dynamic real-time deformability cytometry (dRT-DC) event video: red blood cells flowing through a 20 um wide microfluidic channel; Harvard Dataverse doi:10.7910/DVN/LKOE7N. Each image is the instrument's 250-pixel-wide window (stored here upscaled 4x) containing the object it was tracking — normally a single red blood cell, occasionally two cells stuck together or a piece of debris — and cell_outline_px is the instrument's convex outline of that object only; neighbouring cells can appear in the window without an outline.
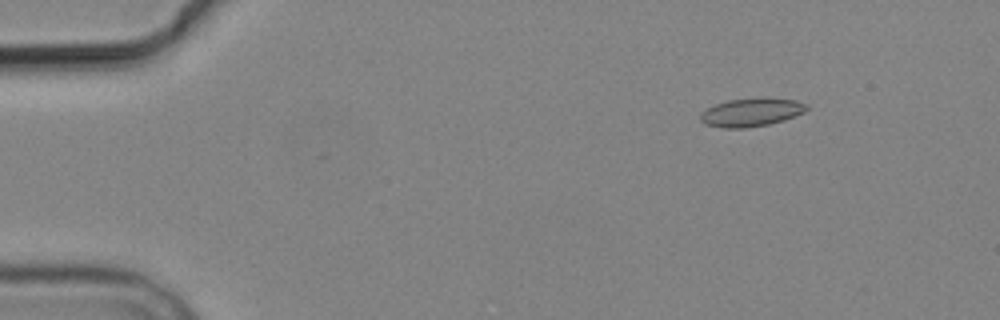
{"species": "common noctule bat (a hibernating species)", "species_latin": "Nyctalus noctula", "temperature_condition": "cold", "stored_images_in_passage": 4, "camera_frame_rate_fps": 3000, "um_per_image_px": 0.085, "animal": {"sex": "male", "body_mass_g": 19.2, "forearm_length_mm": 51.8}, "frame": {"image": 1, "passage_image": 2, "time_ms": 1.333, "image_size_px": [1000, 320], "cell_outline_px": [[808, 108], [804, 112], [784, 120], [768, 124], [744, 128], [724, 128], [704, 124], [700, 120], [700, 112], [716, 104], [728, 100], [764, 96], [768, 96], [796, 100], [808, 104]], "centroid_in_image_um": [63.88, 9.52], "position_along_channel_um": 21.1, "area_um2": 17.86}}
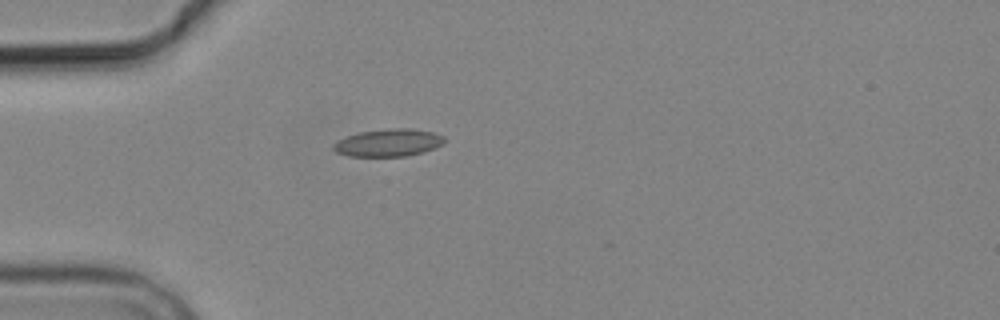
{"frame": {"image": 2, "passage_image": 4, "time_ms": 4.333, "image_size_px": [1000, 320], "cell_outline_px": [[448, 140], [444, 144], [436, 148], [424, 152], [408, 156], [348, 156], [336, 152], [332, 148], [332, 144], [336, 140], [360, 132], [388, 128], [412, 128], [436, 132], [444, 136]], "centroid_in_image_um": [33.08, 12.12], "position_along_channel_um": 51.9, "area_um2": 18.21}}